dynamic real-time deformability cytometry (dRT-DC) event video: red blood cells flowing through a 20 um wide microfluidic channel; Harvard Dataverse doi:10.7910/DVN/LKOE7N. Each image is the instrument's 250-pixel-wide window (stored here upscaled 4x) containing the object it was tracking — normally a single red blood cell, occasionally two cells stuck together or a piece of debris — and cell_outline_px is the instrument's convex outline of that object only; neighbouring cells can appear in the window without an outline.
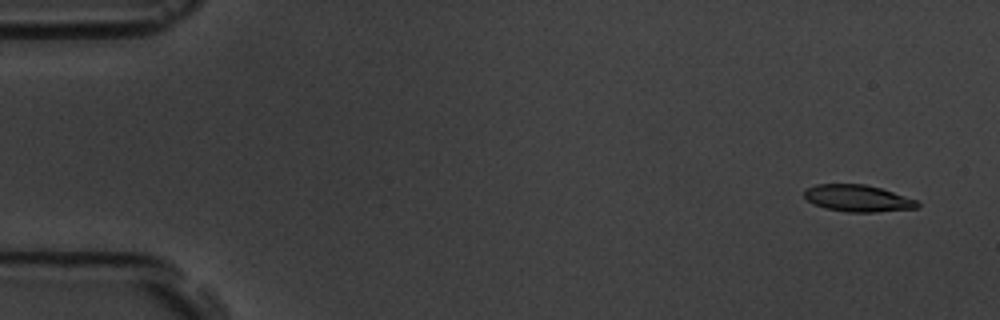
{"species": "common noctule bat (a hibernating species)", "species_latin": "Nyctalus noctula", "temperature_condition": "room temperature", "stored_images_in_passage": 4, "camera_frame_rate_fps": 3000, "um_per_image_px": 0.085, "animal": {"sex": "male", "body_mass_g": 19.5, "forearm_length_mm": 54.6}, "frame": {"image": 1, "passage_image": 1, "time_ms": 0.0, "image_size_px": [1000, 320], "cell_outline_px": [[920, 204], [916, 208], [876, 212], [848, 212], [824, 208], [812, 204], [804, 196], [804, 188], [816, 184], [864, 184], [880, 188], [916, 200]], "centroid_in_image_um": [72.85, 16.85], "position_along_channel_um": 12.2, "area_um2": 17.63}}
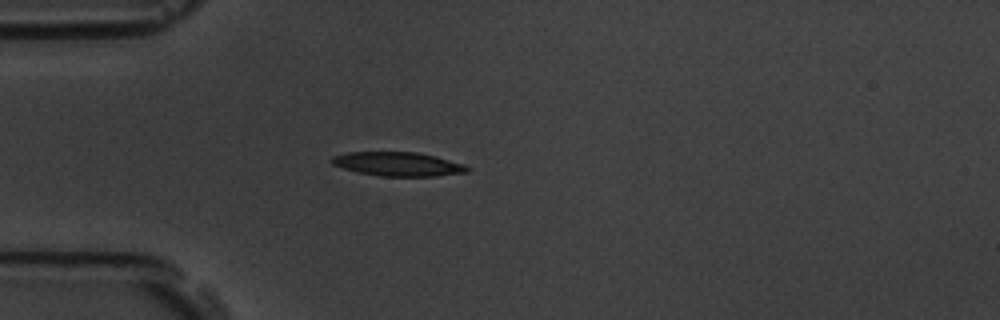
{"frame": {"image": 2, "passage_image": 4, "time_ms": 4.333, "image_size_px": [1000, 320], "cell_outline_px": [[472, 168], [468, 172], [436, 176], [380, 176], [360, 172], [344, 168], [332, 164], [328, 160], [332, 156], [348, 152], [416, 152], [436, 156], [464, 164]], "centroid_in_image_um": [33.85, 13.94], "position_along_channel_um": 51.2, "area_um2": 18.96}}